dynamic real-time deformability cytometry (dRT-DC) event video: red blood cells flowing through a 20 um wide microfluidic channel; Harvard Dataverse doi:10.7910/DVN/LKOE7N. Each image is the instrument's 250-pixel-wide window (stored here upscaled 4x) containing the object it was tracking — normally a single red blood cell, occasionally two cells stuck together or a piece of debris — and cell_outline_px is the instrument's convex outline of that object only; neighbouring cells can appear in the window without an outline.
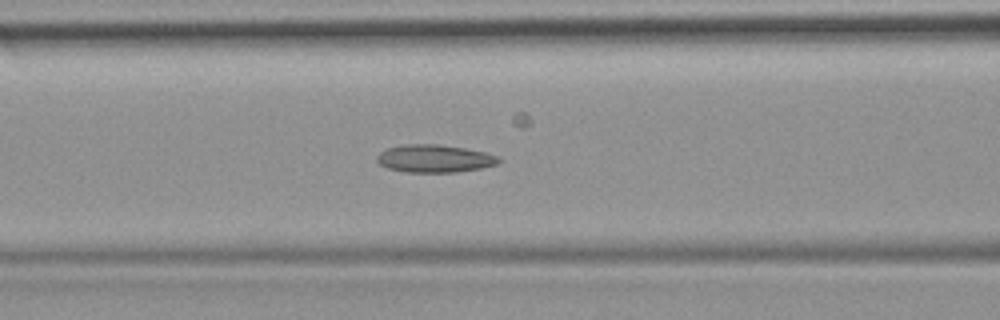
{"species": "common noctule bat (a hibernating species)", "species_latin": "Nyctalus noctula", "temperature_condition": "room temperature", "stored_images_in_passage": 42, "camera_frame_rate_fps": 3000, "um_per_image_px": 0.085, "animal": {"sex": "female", "body_mass_g": 19.9}, "frame": {"image": 1, "passage_image": 13, "time_ms": 4.0, "image_size_px": [1000, 320], "cell_outline_px": [[500, 164], [480, 168], [456, 172], [404, 172], [388, 168], [380, 164], [376, 160], [376, 156], [380, 152], [388, 148], [404, 144], [440, 144], [464, 148], [484, 152], [500, 156]], "centroid_in_image_um": [36.95, 13.47], "position_along_channel_um": 129.7, "area_um2": 19.77}}
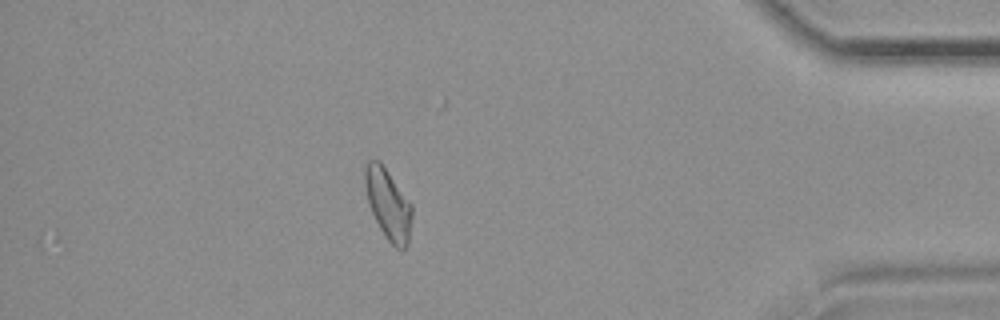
{"frame": {"image": 2, "passage_image": 36, "time_ms": 11.667, "image_size_px": [1000, 320], "cell_outline_px": [[412, 216], [408, 244], [404, 248], [396, 248], [384, 236], [368, 204], [364, 184], [364, 164], [368, 160], [380, 160], [412, 204]], "centroid_in_image_um": [32.98, 17.31], "position_along_channel_um": 402.2, "area_um2": 19.48}}